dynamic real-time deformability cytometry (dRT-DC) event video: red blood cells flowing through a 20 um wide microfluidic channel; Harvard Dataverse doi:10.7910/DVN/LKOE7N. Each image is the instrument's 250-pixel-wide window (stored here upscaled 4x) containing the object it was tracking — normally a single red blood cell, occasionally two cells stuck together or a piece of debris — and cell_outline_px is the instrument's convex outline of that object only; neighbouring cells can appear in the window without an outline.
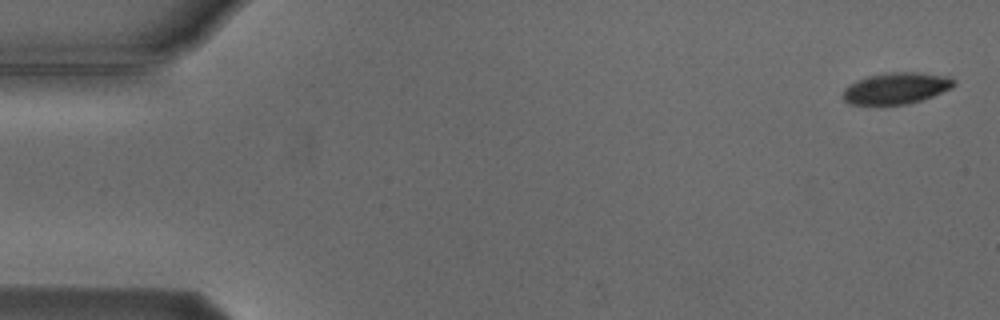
{"species": "Egyptian fruit bat (a non-hibernating species)", "species_latin": "Rousettus aegyptiacus", "temperature_condition": "cold", "stored_images_in_passage": 5, "camera_frame_rate_fps": 3000, "um_per_image_px": 0.085, "animal": {"sex": "male"}, "frame": {"image": 1, "passage_image": 1, "time_ms": 0.0, "image_size_px": [1000, 320], "cell_outline_px": [[956, 84], [952, 88], [932, 96], [908, 104], [848, 104], [844, 100], [844, 88], [848, 84], [856, 80], [868, 76], [888, 72], [920, 72], [952, 76], [956, 80]], "centroid_in_image_um": [76.22, 7.48], "position_along_channel_um": 8.8, "area_um2": 20.46}}